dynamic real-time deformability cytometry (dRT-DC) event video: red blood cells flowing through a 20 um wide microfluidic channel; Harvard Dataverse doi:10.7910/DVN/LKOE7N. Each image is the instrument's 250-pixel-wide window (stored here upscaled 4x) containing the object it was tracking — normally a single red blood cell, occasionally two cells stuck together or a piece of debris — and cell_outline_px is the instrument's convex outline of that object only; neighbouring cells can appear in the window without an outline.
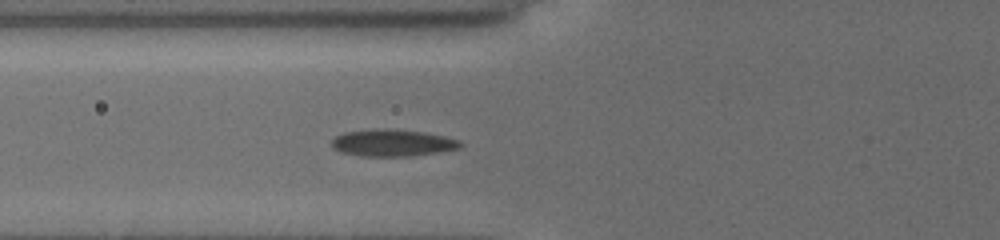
{"species": "common noctule bat (a hibernating species)", "species_latin": "Nyctalus noctula", "temperature_condition": "cold", "stored_images_in_passage": 8, "camera_frame_rate_fps": 3000, "um_per_image_px": 0.085, "animal": {"sex": "female", "body_mass_g": 19.5, "forearm_length_mm": 54.1}, "frame": {"image": 1, "passage_image": 8, "time_ms": 5.333, "image_size_px": [1000, 240], "cell_outline_px": [[464, 144], [460, 148], [440, 152], [412, 156], [360, 156], [340, 152], [332, 148], [332, 140], [336, 136], [344, 132], [384, 128], [420, 132], [444, 136], [460, 140]], "centroid_in_image_um": [33.37, 12.15], "position_along_channel_um": 92.4, "area_um2": 20.17}}